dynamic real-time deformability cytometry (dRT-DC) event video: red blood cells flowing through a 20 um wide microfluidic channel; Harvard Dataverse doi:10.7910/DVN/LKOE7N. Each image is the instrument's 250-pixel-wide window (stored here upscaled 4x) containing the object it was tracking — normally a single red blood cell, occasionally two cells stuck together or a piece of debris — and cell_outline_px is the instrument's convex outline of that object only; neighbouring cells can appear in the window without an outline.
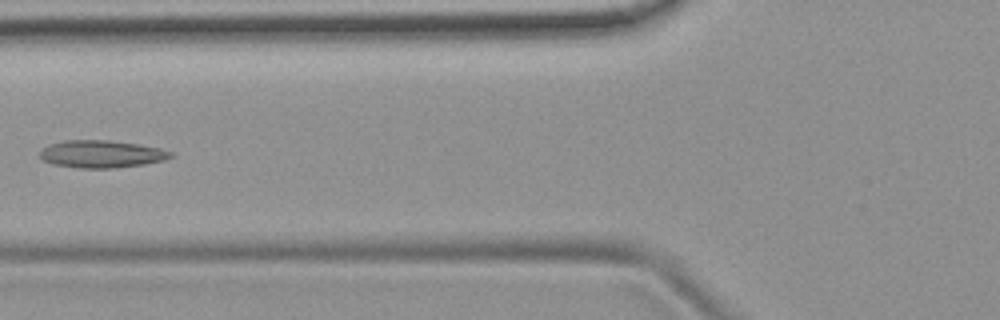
{"species": "common noctule bat (a hibernating species)", "species_latin": "Nyctalus noctula", "temperature_condition": "room temperature", "stored_images_in_passage": 7, "camera_frame_rate_fps": 3000, "um_per_image_px": 0.085, "animal": {"sex": "female", "body_mass_g": 19.9}, "frame": {"image": 1, "passage_image": 6, "time_ms": 6.0, "image_size_px": [1000, 320], "cell_outline_px": [[172, 156], [164, 160], [144, 164], [116, 168], [80, 168], [52, 164], [44, 160], [40, 156], [40, 152], [48, 144], [64, 140], [108, 140], [140, 144], [160, 148], [172, 152]], "centroid_in_image_um": [8.63, 13.09], "position_along_channel_um": 117.2, "area_um2": 20.92}}
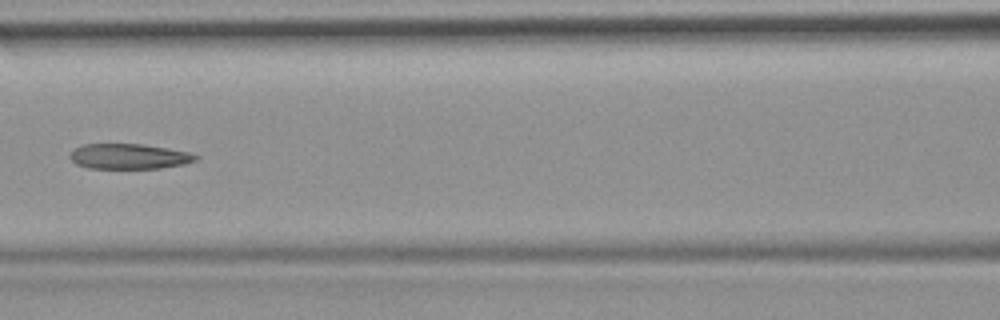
{"frame": {"image": 2, "passage_image": 7, "time_ms": 7.0, "image_size_px": [1000, 320], "cell_outline_px": [[200, 156], [196, 160], [184, 164], [160, 168], [88, 168], [76, 164], [68, 156], [76, 148], [84, 144], [144, 144], [168, 148], [188, 152]], "centroid_in_image_um": [10.98, 13.29], "position_along_channel_um": 155.6, "area_um2": 18.44}}